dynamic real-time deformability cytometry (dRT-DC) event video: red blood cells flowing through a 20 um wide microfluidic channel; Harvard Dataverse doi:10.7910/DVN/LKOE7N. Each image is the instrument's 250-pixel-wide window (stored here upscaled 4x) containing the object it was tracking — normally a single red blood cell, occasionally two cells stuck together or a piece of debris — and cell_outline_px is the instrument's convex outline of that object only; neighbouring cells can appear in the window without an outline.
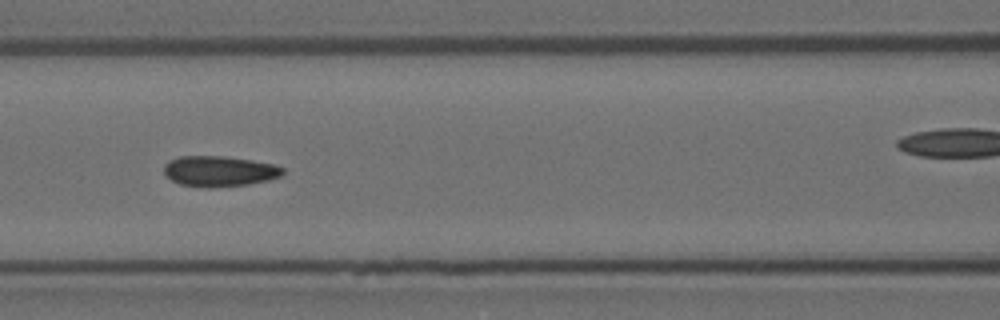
{"species": "Egyptian fruit bat (a non-hibernating species)", "species_latin": "Rousettus aegyptiacus", "temperature_condition": "room temperature", "stored_images_in_passage": 7, "camera_frame_rate_fps": 3000, "um_per_image_px": 0.085, "animal": {"sex": "female"}, "frame": {"image": 1, "passage_image": 6, "time_ms": 1.667, "image_size_px": [1000, 320], "cell_outline_px": [[284, 172], [280, 176], [268, 180], [248, 184], [208, 188], [180, 184], [172, 180], [164, 172], [164, 164], [168, 160], [180, 156], [224, 156], [252, 160], [276, 164], [284, 168]], "centroid_in_image_um": [18.65, 14.54], "position_along_channel_um": 148.0, "area_um2": 21.21}}